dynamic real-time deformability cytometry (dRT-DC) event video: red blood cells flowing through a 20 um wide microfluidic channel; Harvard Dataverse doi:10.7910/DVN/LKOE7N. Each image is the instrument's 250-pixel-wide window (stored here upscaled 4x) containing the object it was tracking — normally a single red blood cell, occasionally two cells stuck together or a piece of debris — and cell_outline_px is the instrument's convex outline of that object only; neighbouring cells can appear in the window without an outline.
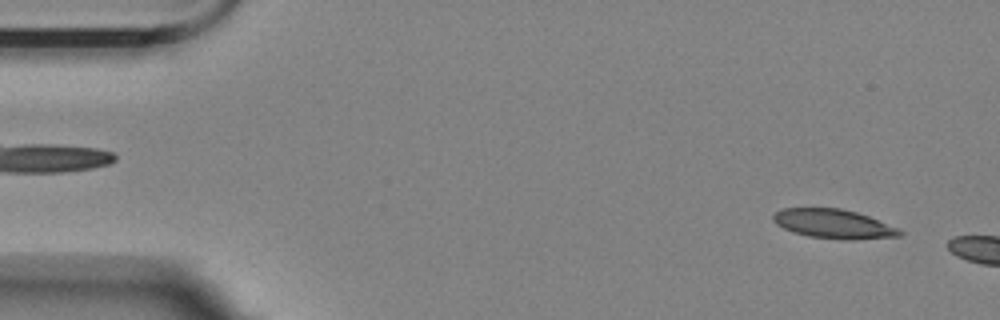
{"species": "Egyptian fruit bat (a non-hibernating species)", "species_latin": "Rousettus aegyptiacus", "temperature_condition": "room temperature", "stored_images_in_passage": 7, "camera_frame_rate_fps": 3000, "um_per_image_px": 0.085, "animal": {"sex": "female"}, "frame": {"image": 1, "passage_image": 3, "time_ms": 0.667, "image_size_px": [1000, 320], "cell_outline_px": [[904, 232], [900, 236], [852, 240], [840, 240], [808, 236], [792, 232], [776, 224], [772, 220], [772, 216], [776, 212], [784, 208], [840, 208], [856, 212], [868, 216], [900, 228]], "centroid_in_image_um": [70.87, 19.04], "position_along_channel_um": 14.1, "area_um2": 21.68}}